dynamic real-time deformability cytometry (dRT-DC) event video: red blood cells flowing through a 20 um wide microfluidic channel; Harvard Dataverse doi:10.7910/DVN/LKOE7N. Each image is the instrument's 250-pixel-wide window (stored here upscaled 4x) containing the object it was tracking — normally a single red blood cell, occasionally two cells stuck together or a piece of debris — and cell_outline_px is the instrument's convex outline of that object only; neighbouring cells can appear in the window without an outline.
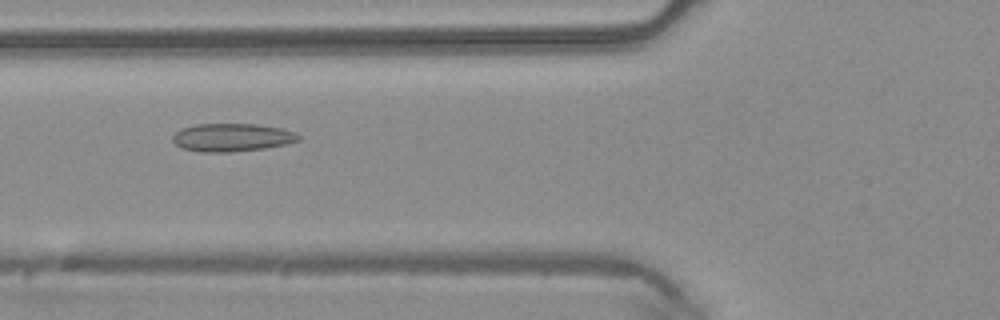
{"species": "common noctule bat (a hibernating species)", "species_latin": "Nyctalus noctula", "temperature_condition": "warm", "stored_images_in_passage": 37, "camera_frame_rate_fps": 3000, "um_per_image_px": 0.085, "animal": {"sex": "male", "body_mass_g": 20.4}, "frame": {"image": 1, "passage_image": 8, "time_ms": 2.333, "image_size_px": [1000, 320], "cell_outline_px": [[300, 140], [288, 144], [264, 148], [232, 152], [200, 152], [180, 148], [172, 140], [172, 136], [180, 128], [196, 124], [256, 124], [284, 128], [296, 132], [300, 136]], "centroid_in_image_um": [19.73, 11.68], "position_along_channel_um": 106.1, "area_um2": 20.87}}
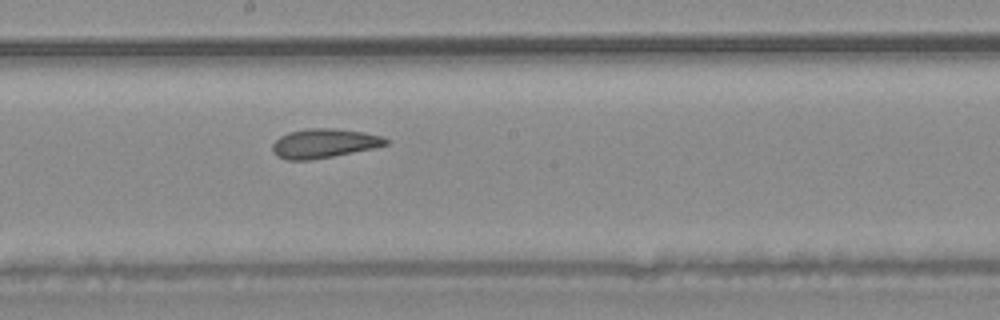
{"frame": {"image": 2, "passage_image": 16, "time_ms": 5.0, "image_size_px": [1000, 320], "cell_outline_px": [[388, 144], [376, 148], [312, 160], [288, 160], [276, 156], [272, 152], [272, 144], [280, 136], [288, 132], [308, 128], [332, 128], [364, 132], [384, 136], [388, 140]], "centroid_in_image_um": [27.55, 12.19], "position_along_channel_um": 220.7, "area_um2": 19.54}}
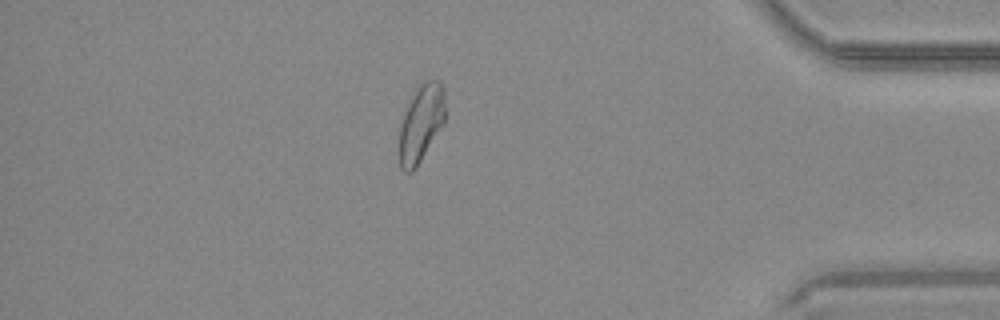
{"frame": {"image": 3, "passage_image": 31, "time_ms": 10.0, "image_size_px": [1000, 320], "cell_outline_px": [[444, 124], [416, 168], [412, 172], [404, 172], [400, 168], [400, 124], [404, 112], [408, 104], [420, 84], [424, 80], [440, 80], [444, 88]], "centroid_in_image_um": [35.8, 10.49], "position_along_channel_um": 399.4, "area_um2": 20.58}}